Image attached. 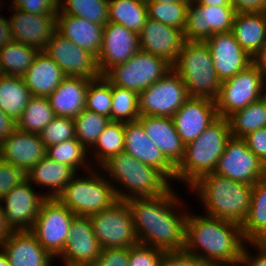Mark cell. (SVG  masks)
<instances>
[{"instance_id": "cell-1", "label": "cell", "mask_w": 266, "mask_h": 266, "mask_svg": "<svg viewBox=\"0 0 266 266\" xmlns=\"http://www.w3.org/2000/svg\"><path fill=\"white\" fill-rule=\"evenodd\" d=\"M173 189L172 185L166 193L156 197L126 200L139 243L165 252L185 249L188 211L184 199Z\"/></svg>"}, {"instance_id": "cell-2", "label": "cell", "mask_w": 266, "mask_h": 266, "mask_svg": "<svg viewBox=\"0 0 266 266\" xmlns=\"http://www.w3.org/2000/svg\"><path fill=\"white\" fill-rule=\"evenodd\" d=\"M199 214L188 209L184 250L207 265H238L247 243L241 225Z\"/></svg>"}, {"instance_id": "cell-3", "label": "cell", "mask_w": 266, "mask_h": 266, "mask_svg": "<svg viewBox=\"0 0 266 266\" xmlns=\"http://www.w3.org/2000/svg\"><path fill=\"white\" fill-rule=\"evenodd\" d=\"M188 189L199 199L204 215L242 225L249 213L252 185L213 172L200 177Z\"/></svg>"}, {"instance_id": "cell-4", "label": "cell", "mask_w": 266, "mask_h": 266, "mask_svg": "<svg viewBox=\"0 0 266 266\" xmlns=\"http://www.w3.org/2000/svg\"><path fill=\"white\" fill-rule=\"evenodd\" d=\"M100 169L113 184L117 199L122 201L156 197L172 187V183L160 171L125 151L111 157Z\"/></svg>"}, {"instance_id": "cell-5", "label": "cell", "mask_w": 266, "mask_h": 266, "mask_svg": "<svg viewBox=\"0 0 266 266\" xmlns=\"http://www.w3.org/2000/svg\"><path fill=\"white\" fill-rule=\"evenodd\" d=\"M231 136L227 118L219 117L196 140L185 145L183 160L176 167L175 181L189 188L203 175L213 173Z\"/></svg>"}, {"instance_id": "cell-6", "label": "cell", "mask_w": 266, "mask_h": 266, "mask_svg": "<svg viewBox=\"0 0 266 266\" xmlns=\"http://www.w3.org/2000/svg\"><path fill=\"white\" fill-rule=\"evenodd\" d=\"M173 70L184 82L190 97L218 98L221 81L213 65L209 46L205 41H184Z\"/></svg>"}, {"instance_id": "cell-7", "label": "cell", "mask_w": 266, "mask_h": 266, "mask_svg": "<svg viewBox=\"0 0 266 266\" xmlns=\"http://www.w3.org/2000/svg\"><path fill=\"white\" fill-rule=\"evenodd\" d=\"M85 173H76L57 199L76 216L89 217L111 207L118 199L113 184L100 168L93 167Z\"/></svg>"}, {"instance_id": "cell-8", "label": "cell", "mask_w": 266, "mask_h": 266, "mask_svg": "<svg viewBox=\"0 0 266 266\" xmlns=\"http://www.w3.org/2000/svg\"><path fill=\"white\" fill-rule=\"evenodd\" d=\"M172 70V65L164 59L140 49L126 62L111 68L104 77L112 85L140 94Z\"/></svg>"}, {"instance_id": "cell-9", "label": "cell", "mask_w": 266, "mask_h": 266, "mask_svg": "<svg viewBox=\"0 0 266 266\" xmlns=\"http://www.w3.org/2000/svg\"><path fill=\"white\" fill-rule=\"evenodd\" d=\"M266 74L253 63L245 70L221 82L215 100L218 116L227 118L263 97Z\"/></svg>"}, {"instance_id": "cell-10", "label": "cell", "mask_w": 266, "mask_h": 266, "mask_svg": "<svg viewBox=\"0 0 266 266\" xmlns=\"http://www.w3.org/2000/svg\"><path fill=\"white\" fill-rule=\"evenodd\" d=\"M75 217L57 198H47L41 205L31 232L56 260L67 244L70 226Z\"/></svg>"}, {"instance_id": "cell-11", "label": "cell", "mask_w": 266, "mask_h": 266, "mask_svg": "<svg viewBox=\"0 0 266 266\" xmlns=\"http://www.w3.org/2000/svg\"><path fill=\"white\" fill-rule=\"evenodd\" d=\"M89 218L102 249L129 248L139 243L126 201L117 200L111 207L90 215Z\"/></svg>"}, {"instance_id": "cell-12", "label": "cell", "mask_w": 266, "mask_h": 266, "mask_svg": "<svg viewBox=\"0 0 266 266\" xmlns=\"http://www.w3.org/2000/svg\"><path fill=\"white\" fill-rule=\"evenodd\" d=\"M189 97L184 82L172 70L139 94V113L172 118Z\"/></svg>"}, {"instance_id": "cell-13", "label": "cell", "mask_w": 266, "mask_h": 266, "mask_svg": "<svg viewBox=\"0 0 266 266\" xmlns=\"http://www.w3.org/2000/svg\"><path fill=\"white\" fill-rule=\"evenodd\" d=\"M214 173L253 186L266 177V165L247 147L243 138L231 136Z\"/></svg>"}, {"instance_id": "cell-14", "label": "cell", "mask_w": 266, "mask_h": 266, "mask_svg": "<svg viewBox=\"0 0 266 266\" xmlns=\"http://www.w3.org/2000/svg\"><path fill=\"white\" fill-rule=\"evenodd\" d=\"M44 52L62 69L65 76L96 79L101 75L97 57L63 37L57 31Z\"/></svg>"}, {"instance_id": "cell-15", "label": "cell", "mask_w": 266, "mask_h": 266, "mask_svg": "<svg viewBox=\"0 0 266 266\" xmlns=\"http://www.w3.org/2000/svg\"><path fill=\"white\" fill-rule=\"evenodd\" d=\"M47 198L29 183L15 186L0 202L5 221L11 231H31L42 203Z\"/></svg>"}, {"instance_id": "cell-16", "label": "cell", "mask_w": 266, "mask_h": 266, "mask_svg": "<svg viewBox=\"0 0 266 266\" xmlns=\"http://www.w3.org/2000/svg\"><path fill=\"white\" fill-rule=\"evenodd\" d=\"M236 11L232 5L206 6L190 3L184 38L189 41H206L216 33L232 30Z\"/></svg>"}, {"instance_id": "cell-17", "label": "cell", "mask_w": 266, "mask_h": 266, "mask_svg": "<svg viewBox=\"0 0 266 266\" xmlns=\"http://www.w3.org/2000/svg\"><path fill=\"white\" fill-rule=\"evenodd\" d=\"M140 50L138 33L122 25H104L102 46L97 56L99 70L104 76L111 68L129 60Z\"/></svg>"}, {"instance_id": "cell-18", "label": "cell", "mask_w": 266, "mask_h": 266, "mask_svg": "<svg viewBox=\"0 0 266 266\" xmlns=\"http://www.w3.org/2000/svg\"><path fill=\"white\" fill-rule=\"evenodd\" d=\"M8 17L13 41L44 51L56 32L57 15H34L16 8H9Z\"/></svg>"}, {"instance_id": "cell-19", "label": "cell", "mask_w": 266, "mask_h": 266, "mask_svg": "<svg viewBox=\"0 0 266 266\" xmlns=\"http://www.w3.org/2000/svg\"><path fill=\"white\" fill-rule=\"evenodd\" d=\"M218 118L215 101L198 97H189L172 117L185 145L196 140Z\"/></svg>"}, {"instance_id": "cell-20", "label": "cell", "mask_w": 266, "mask_h": 266, "mask_svg": "<svg viewBox=\"0 0 266 266\" xmlns=\"http://www.w3.org/2000/svg\"><path fill=\"white\" fill-rule=\"evenodd\" d=\"M205 42L209 46L214 69L221 82L252 64V58L243 50L231 31L213 34Z\"/></svg>"}, {"instance_id": "cell-21", "label": "cell", "mask_w": 266, "mask_h": 266, "mask_svg": "<svg viewBox=\"0 0 266 266\" xmlns=\"http://www.w3.org/2000/svg\"><path fill=\"white\" fill-rule=\"evenodd\" d=\"M138 36L141 50L164 59L172 66L185 41L184 33L180 29L149 17Z\"/></svg>"}, {"instance_id": "cell-22", "label": "cell", "mask_w": 266, "mask_h": 266, "mask_svg": "<svg viewBox=\"0 0 266 266\" xmlns=\"http://www.w3.org/2000/svg\"><path fill=\"white\" fill-rule=\"evenodd\" d=\"M124 151L160 171L171 183L175 181L176 167L148 138L143 125L138 120L125 122Z\"/></svg>"}, {"instance_id": "cell-23", "label": "cell", "mask_w": 266, "mask_h": 266, "mask_svg": "<svg viewBox=\"0 0 266 266\" xmlns=\"http://www.w3.org/2000/svg\"><path fill=\"white\" fill-rule=\"evenodd\" d=\"M102 251L89 217L76 216L71 223L67 244L58 260L69 263L95 264Z\"/></svg>"}, {"instance_id": "cell-24", "label": "cell", "mask_w": 266, "mask_h": 266, "mask_svg": "<svg viewBox=\"0 0 266 266\" xmlns=\"http://www.w3.org/2000/svg\"><path fill=\"white\" fill-rule=\"evenodd\" d=\"M10 266H54L55 258L31 231H12L0 244Z\"/></svg>"}, {"instance_id": "cell-25", "label": "cell", "mask_w": 266, "mask_h": 266, "mask_svg": "<svg viewBox=\"0 0 266 266\" xmlns=\"http://www.w3.org/2000/svg\"><path fill=\"white\" fill-rule=\"evenodd\" d=\"M47 148L39 134L15 129L0 143V159L10 164L27 167L29 170L47 154Z\"/></svg>"}, {"instance_id": "cell-26", "label": "cell", "mask_w": 266, "mask_h": 266, "mask_svg": "<svg viewBox=\"0 0 266 266\" xmlns=\"http://www.w3.org/2000/svg\"><path fill=\"white\" fill-rule=\"evenodd\" d=\"M138 121L143 125L146 135L153 144L177 167L183 160L185 144L176 131L173 119L170 117L140 115Z\"/></svg>"}, {"instance_id": "cell-27", "label": "cell", "mask_w": 266, "mask_h": 266, "mask_svg": "<svg viewBox=\"0 0 266 266\" xmlns=\"http://www.w3.org/2000/svg\"><path fill=\"white\" fill-rule=\"evenodd\" d=\"M92 79L66 76L48 96L55 116L76 118L86 105V93Z\"/></svg>"}, {"instance_id": "cell-28", "label": "cell", "mask_w": 266, "mask_h": 266, "mask_svg": "<svg viewBox=\"0 0 266 266\" xmlns=\"http://www.w3.org/2000/svg\"><path fill=\"white\" fill-rule=\"evenodd\" d=\"M104 26L69 14H57L56 31L82 49L99 55Z\"/></svg>"}, {"instance_id": "cell-29", "label": "cell", "mask_w": 266, "mask_h": 266, "mask_svg": "<svg viewBox=\"0 0 266 266\" xmlns=\"http://www.w3.org/2000/svg\"><path fill=\"white\" fill-rule=\"evenodd\" d=\"M65 77L51 57L44 51H39L22 79L32 96L48 97Z\"/></svg>"}, {"instance_id": "cell-30", "label": "cell", "mask_w": 266, "mask_h": 266, "mask_svg": "<svg viewBox=\"0 0 266 266\" xmlns=\"http://www.w3.org/2000/svg\"><path fill=\"white\" fill-rule=\"evenodd\" d=\"M76 172L68 165L57 162L45 156L30 169V183L41 190L48 189L42 194L48 198H57L71 181Z\"/></svg>"}, {"instance_id": "cell-31", "label": "cell", "mask_w": 266, "mask_h": 266, "mask_svg": "<svg viewBox=\"0 0 266 266\" xmlns=\"http://www.w3.org/2000/svg\"><path fill=\"white\" fill-rule=\"evenodd\" d=\"M231 32L243 50L253 58L266 41V11L236 12Z\"/></svg>"}, {"instance_id": "cell-32", "label": "cell", "mask_w": 266, "mask_h": 266, "mask_svg": "<svg viewBox=\"0 0 266 266\" xmlns=\"http://www.w3.org/2000/svg\"><path fill=\"white\" fill-rule=\"evenodd\" d=\"M32 97L22 77L0 74V110L15 122Z\"/></svg>"}, {"instance_id": "cell-33", "label": "cell", "mask_w": 266, "mask_h": 266, "mask_svg": "<svg viewBox=\"0 0 266 266\" xmlns=\"http://www.w3.org/2000/svg\"><path fill=\"white\" fill-rule=\"evenodd\" d=\"M125 149V123L111 121L99 135L94 146L89 150V160L94 168H100L111 157ZM94 159V160H93Z\"/></svg>"}, {"instance_id": "cell-34", "label": "cell", "mask_w": 266, "mask_h": 266, "mask_svg": "<svg viewBox=\"0 0 266 266\" xmlns=\"http://www.w3.org/2000/svg\"><path fill=\"white\" fill-rule=\"evenodd\" d=\"M241 229L248 243L266 234V177L253 185L250 210Z\"/></svg>"}, {"instance_id": "cell-35", "label": "cell", "mask_w": 266, "mask_h": 266, "mask_svg": "<svg viewBox=\"0 0 266 266\" xmlns=\"http://www.w3.org/2000/svg\"><path fill=\"white\" fill-rule=\"evenodd\" d=\"M227 120L231 135L236 138H244L248 134L266 127V100L261 97L245 108L232 113Z\"/></svg>"}, {"instance_id": "cell-36", "label": "cell", "mask_w": 266, "mask_h": 266, "mask_svg": "<svg viewBox=\"0 0 266 266\" xmlns=\"http://www.w3.org/2000/svg\"><path fill=\"white\" fill-rule=\"evenodd\" d=\"M109 22L139 33L148 19L143 0H109Z\"/></svg>"}, {"instance_id": "cell-37", "label": "cell", "mask_w": 266, "mask_h": 266, "mask_svg": "<svg viewBox=\"0 0 266 266\" xmlns=\"http://www.w3.org/2000/svg\"><path fill=\"white\" fill-rule=\"evenodd\" d=\"M38 53V49L23 43H8L0 49V74L22 77Z\"/></svg>"}, {"instance_id": "cell-38", "label": "cell", "mask_w": 266, "mask_h": 266, "mask_svg": "<svg viewBox=\"0 0 266 266\" xmlns=\"http://www.w3.org/2000/svg\"><path fill=\"white\" fill-rule=\"evenodd\" d=\"M55 117L48 97L32 96L16 121V129L39 134Z\"/></svg>"}, {"instance_id": "cell-39", "label": "cell", "mask_w": 266, "mask_h": 266, "mask_svg": "<svg viewBox=\"0 0 266 266\" xmlns=\"http://www.w3.org/2000/svg\"><path fill=\"white\" fill-rule=\"evenodd\" d=\"M46 152L50 159L70 166L76 173L93 168V163L88 160L89 151L76 138L51 145Z\"/></svg>"}, {"instance_id": "cell-40", "label": "cell", "mask_w": 266, "mask_h": 266, "mask_svg": "<svg viewBox=\"0 0 266 266\" xmlns=\"http://www.w3.org/2000/svg\"><path fill=\"white\" fill-rule=\"evenodd\" d=\"M109 0H59L57 14H69L96 24L109 22Z\"/></svg>"}, {"instance_id": "cell-41", "label": "cell", "mask_w": 266, "mask_h": 266, "mask_svg": "<svg viewBox=\"0 0 266 266\" xmlns=\"http://www.w3.org/2000/svg\"><path fill=\"white\" fill-rule=\"evenodd\" d=\"M139 103L138 93L120 86L112 85L110 121L124 123L137 121L140 117Z\"/></svg>"}, {"instance_id": "cell-42", "label": "cell", "mask_w": 266, "mask_h": 266, "mask_svg": "<svg viewBox=\"0 0 266 266\" xmlns=\"http://www.w3.org/2000/svg\"><path fill=\"white\" fill-rule=\"evenodd\" d=\"M74 122L76 139L89 151L111 121L107 116L84 109Z\"/></svg>"}, {"instance_id": "cell-43", "label": "cell", "mask_w": 266, "mask_h": 266, "mask_svg": "<svg viewBox=\"0 0 266 266\" xmlns=\"http://www.w3.org/2000/svg\"><path fill=\"white\" fill-rule=\"evenodd\" d=\"M146 6L149 18L184 32L190 3L186 1H173L170 3L151 2L146 3Z\"/></svg>"}, {"instance_id": "cell-44", "label": "cell", "mask_w": 266, "mask_h": 266, "mask_svg": "<svg viewBox=\"0 0 266 266\" xmlns=\"http://www.w3.org/2000/svg\"><path fill=\"white\" fill-rule=\"evenodd\" d=\"M112 84L100 76L89 82L85 109L111 118Z\"/></svg>"}, {"instance_id": "cell-45", "label": "cell", "mask_w": 266, "mask_h": 266, "mask_svg": "<svg viewBox=\"0 0 266 266\" xmlns=\"http://www.w3.org/2000/svg\"><path fill=\"white\" fill-rule=\"evenodd\" d=\"M39 137L46 148L65 140L76 138L74 119L55 116L54 119L42 129L39 133Z\"/></svg>"}, {"instance_id": "cell-46", "label": "cell", "mask_w": 266, "mask_h": 266, "mask_svg": "<svg viewBox=\"0 0 266 266\" xmlns=\"http://www.w3.org/2000/svg\"><path fill=\"white\" fill-rule=\"evenodd\" d=\"M30 170L17 164H10L0 159V199L15 186L29 183Z\"/></svg>"}, {"instance_id": "cell-47", "label": "cell", "mask_w": 266, "mask_h": 266, "mask_svg": "<svg viewBox=\"0 0 266 266\" xmlns=\"http://www.w3.org/2000/svg\"><path fill=\"white\" fill-rule=\"evenodd\" d=\"M165 251L141 243L129 247L128 266H160Z\"/></svg>"}, {"instance_id": "cell-48", "label": "cell", "mask_w": 266, "mask_h": 266, "mask_svg": "<svg viewBox=\"0 0 266 266\" xmlns=\"http://www.w3.org/2000/svg\"><path fill=\"white\" fill-rule=\"evenodd\" d=\"M8 8L20 9L34 15H57L59 0H14Z\"/></svg>"}, {"instance_id": "cell-49", "label": "cell", "mask_w": 266, "mask_h": 266, "mask_svg": "<svg viewBox=\"0 0 266 266\" xmlns=\"http://www.w3.org/2000/svg\"><path fill=\"white\" fill-rule=\"evenodd\" d=\"M129 248L102 249L95 266H128Z\"/></svg>"}, {"instance_id": "cell-50", "label": "cell", "mask_w": 266, "mask_h": 266, "mask_svg": "<svg viewBox=\"0 0 266 266\" xmlns=\"http://www.w3.org/2000/svg\"><path fill=\"white\" fill-rule=\"evenodd\" d=\"M160 266H207V264L182 250L165 252Z\"/></svg>"}, {"instance_id": "cell-51", "label": "cell", "mask_w": 266, "mask_h": 266, "mask_svg": "<svg viewBox=\"0 0 266 266\" xmlns=\"http://www.w3.org/2000/svg\"><path fill=\"white\" fill-rule=\"evenodd\" d=\"M247 147L266 165V127L243 138Z\"/></svg>"}, {"instance_id": "cell-52", "label": "cell", "mask_w": 266, "mask_h": 266, "mask_svg": "<svg viewBox=\"0 0 266 266\" xmlns=\"http://www.w3.org/2000/svg\"><path fill=\"white\" fill-rule=\"evenodd\" d=\"M247 244H249L248 246L252 247L256 253L252 254L250 252L251 249L250 247L248 248ZM238 266H266V253L255 243L247 242L242 251Z\"/></svg>"}, {"instance_id": "cell-53", "label": "cell", "mask_w": 266, "mask_h": 266, "mask_svg": "<svg viewBox=\"0 0 266 266\" xmlns=\"http://www.w3.org/2000/svg\"><path fill=\"white\" fill-rule=\"evenodd\" d=\"M236 12H263L266 11V0H231Z\"/></svg>"}, {"instance_id": "cell-54", "label": "cell", "mask_w": 266, "mask_h": 266, "mask_svg": "<svg viewBox=\"0 0 266 266\" xmlns=\"http://www.w3.org/2000/svg\"><path fill=\"white\" fill-rule=\"evenodd\" d=\"M16 129V122L0 110V143Z\"/></svg>"}, {"instance_id": "cell-55", "label": "cell", "mask_w": 266, "mask_h": 266, "mask_svg": "<svg viewBox=\"0 0 266 266\" xmlns=\"http://www.w3.org/2000/svg\"><path fill=\"white\" fill-rule=\"evenodd\" d=\"M13 41L8 18L0 17V49Z\"/></svg>"}, {"instance_id": "cell-56", "label": "cell", "mask_w": 266, "mask_h": 266, "mask_svg": "<svg viewBox=\"0 0 266 266\" xmlns=\"http://www.w3.org/2000/svg\"><path fill=\"white\" fill-rule=\"evenodd\" d=\"M252 63L258 66L266 74V41L252 58Z\"/></svg>"}, {"instance_id": "cell-57", "label": "cell", "mask_w": 266, "mask_h": 266, "mask_svg": "<svg viewBox=\"0 0 266 266\" xmlns=\"http://www.w3.org/2000/svg\"><path fill=\"white\" fill-rule=\"evenodd\" d=\"M12 231L7 226L5 221V216L3 212V207L0 202V244L4 241V239L11 233Z\"/></svg>"}, {"instance_id": "cell-58", "label": "cell", "mask_w": 266, "mask_h": 266, "mask_svg": "<svg viewBox=\"0 0 266 266\" xmlns=\"http://www.w3.org/2000/svg\"><path fill=\"white\" fill-rule=\"evenodd\" d=\"M197 3L206 6L232 5L231 0H197Z\"/></svg>"}, {"instance_id": "cell-59", "label": "cell", "mask_w": 266, "mask_h": 266, "mask_svg": "<svg viewBox=\"0 0 266 266\" xmlns=\"http://www.w3.org/2000/svg\"><path fill=\"white\" fill-rule=\"evenodd\" d=\"M263 252L266 253V234L262 235L254 242Z\"/></svg>"}, {"instance_id": "cell-60", "label": "cell", "mask_w": 266, "mask_h": 266, "mask_svg": "<svg viewBox=\"0 0 266 266\" xmlns=\"http://www.w3.org/2000/svg\"><path fill=\"white\" fill-rule=\"evenodd\" d=\"M0 266H10L7 256L1 248H0Z\"/></svg>"}, {"instance_id": "cell-61", "label": "cell", "mask_w": 266, "mask_h": 266, "mask_svg": "<svg viewBox=\"0 0 266 266\" xmlns=\"http://www.w3.org/2000/svg\"><path fill=\"white\" fill-rule=\"evenodd\" d=\"M63 266H95L94 264L62 262Z\"/></svg>"}, {"instance_id": "cell-62", "label": "cell", "mask_w": 266, "mask_h": 266, "mask_svg": "<svg viewBox=\"0 0 266 266\" xmlns=\"http://www.w3.org/2000/svg\"><path fill=\"white\" fill-rule=\"evenodd\" d=\"M145 3H151V2H162V3H170L173 1H184V0H143Z\"/></svg>"}, {"instance_id": "cell-63", "label": "cell", "mask_w": 266, "mask_h": 266, "mask_svg": "<svg viewBox=\"0 0 266 266\" xmlns=\"http://www.w3.org/2000/svg\"><path fill=\"white\" fill-rule=\"evenodd\" d=\"M5 3H4V1H1L0 0V11H1V9L3 10L4 8H2V6L4 5ZM1 14V13H0ZM0 17H5V16H2V15H0Z\"/></svg>"}, {"instance_id": "cell-64", "label": "cell", "mask_w": 266, "mask_h": 266, "mask_svg": "<svg viewBox=\"0 0 266 266\" xmlns=\"http://www.w3.org/2000/svg\"><path fill=\"white\" fill-rule=\"evenodd\" d=\"M263 98L266 100V82H265L264 90H263Z\"/></svg>"}, {"instance_id": "cell-65", "label": "cell", "mask_w": 266, "mask_h": 266, "mask_svg": "<svg viewBox=\"0 0 266 266\" xmlns=\"http://www.w3.org/2000/svg\"><path fill=\"white\" fill-rule=\"evenodd\" d=\"M207 266H238V265H207Z\"/></svg>"}, {"instance_id": "cell-66", "label": "cell", "mask_w": 266, "mask_h": 266, "mask_svg": "<svg viewBox=\"0 0 266 266\" xmlns=\"http://www.w3.org/2000/svg\"><path fill=\"white\" fill-rule=\"evenodd\" d=\"M184 1H186V2H188V3H194V2H197V0H184Z\"/></svg>"}, {"instance_id": "cell-67", "label": "cell", "mask_w": 266, "mask_h": 266, "mask_svg": "<svg viewBox=\"0 0 266 266\" xmlns=\"http://www.w3.org/2000/svg\"><path fill=\"white\" fill-rule=\"evenodd\" d=\"M1 1H3V0H1ZM13 1H14V0H12V1H11V0H9V2H10V6H11V4H12V2H13Z\"/></svg>"}]
</instances>
